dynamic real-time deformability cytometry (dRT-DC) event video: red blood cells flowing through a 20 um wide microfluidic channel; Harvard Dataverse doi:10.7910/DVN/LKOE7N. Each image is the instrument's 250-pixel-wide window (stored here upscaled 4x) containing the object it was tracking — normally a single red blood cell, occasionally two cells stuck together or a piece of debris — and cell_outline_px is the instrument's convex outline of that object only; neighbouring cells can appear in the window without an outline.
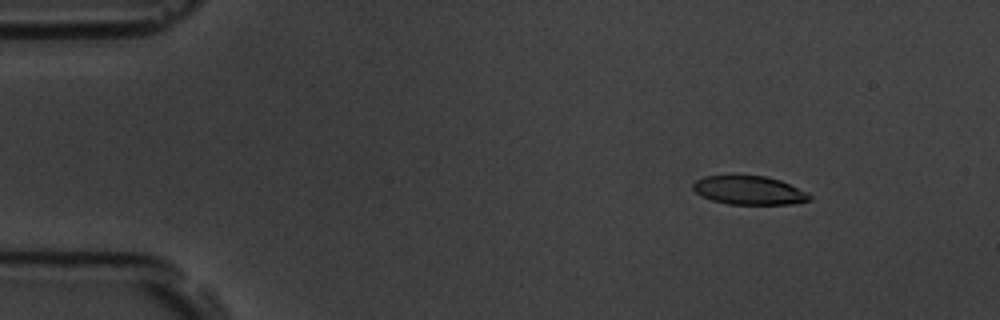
{"species": "common noctule bat (a hibernating species)", "species_latin": "Nyctalus noctula", "temperature_condition": "room temperature", "stored_images_in_passage": 16, "camera_frame_rate_fps": 3000, "um_per_image_px": 0.085, "animal": {"sex": "male", "body_mass_g": 19.5, "forearm_length_mm": 54.6}, "frame": {"image": 1, "passage_image": 2, "time_ms": 1.0, "image_size_px": [1000, 320], "cell_outline_px": [[812, 200], [792, 204], [728, 204], [712, 200], [696, 192], [692, 188], [692, 184], [696, 180], [704, 176], [768, 176], [780, 180], [808, 192], [812, 196]], "centroid_in_image_um": [63.71, 16.18], "position_along_channel_um": 21.3, "area_um2": 19.42}}
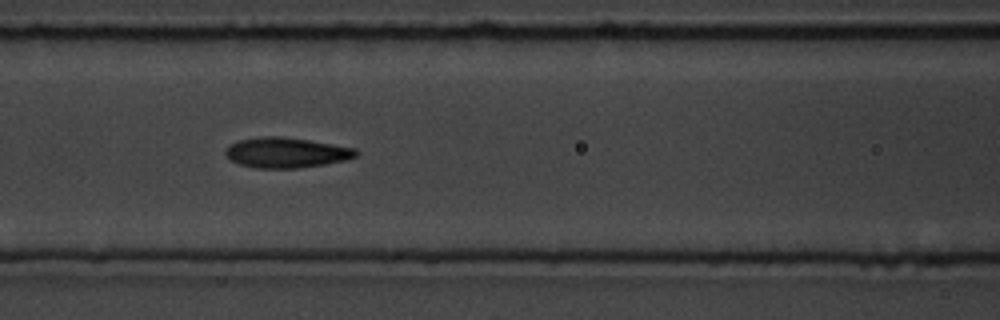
{"frame": {"image": 2, "passage_image": 7, "time_ms": 6.667, "image_size_px": [1000, 320], "cell_outline_px": [[360, 152], [356, 156], [344, 160], [324, 164], [300, 168], [256, 168], [240, 164], [232, 160], [224, 152], [228, 144], [236, 140], [260, 136], [280, 136], [308, 140], [356, 148]], "centroid_in_image_um": [24.31, 12.96], "position_along_channel_um": 142.3, "area_um2": 23.06}}
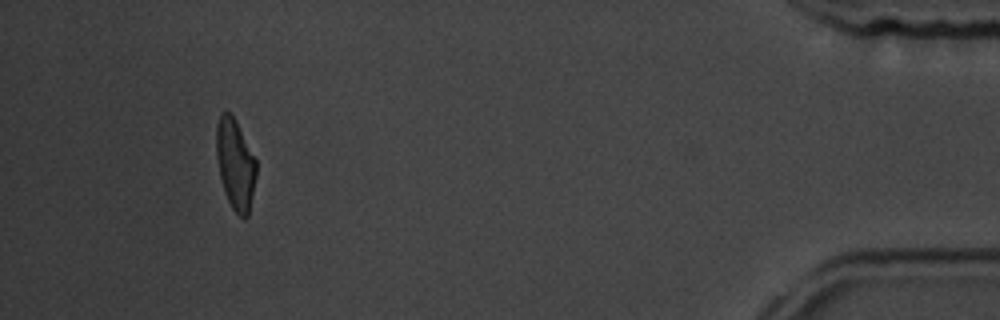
{"frame": {"image": 3, "passage_image": 15, "time_ms": 16.0, "image_size_px": [1000, 320], "cell_outline_px": [[256, 176], [248, 216], [244, 220], [232, 208], [224, 192], [220, 176], [216, 156], [216, 124], [220, 112], [228, 112], [236, 120], [256, 160]], "centroid_in_image_um": [19.99, 13.95], "position_along_channel_um": 415.2, "area_um2": 21.04}, "authors_computed_cell_mechanics": {"area_um2": 21.675, "velocity_mm_per_s": 3.6595, "shape_relaxation_time_tau1_ms": 3.9563, "shape_relaxation_time_tau2_ms": 1.6477, "deformation_change_tau1": 0.1451, "deformation_change_tau2": 0.0602}}